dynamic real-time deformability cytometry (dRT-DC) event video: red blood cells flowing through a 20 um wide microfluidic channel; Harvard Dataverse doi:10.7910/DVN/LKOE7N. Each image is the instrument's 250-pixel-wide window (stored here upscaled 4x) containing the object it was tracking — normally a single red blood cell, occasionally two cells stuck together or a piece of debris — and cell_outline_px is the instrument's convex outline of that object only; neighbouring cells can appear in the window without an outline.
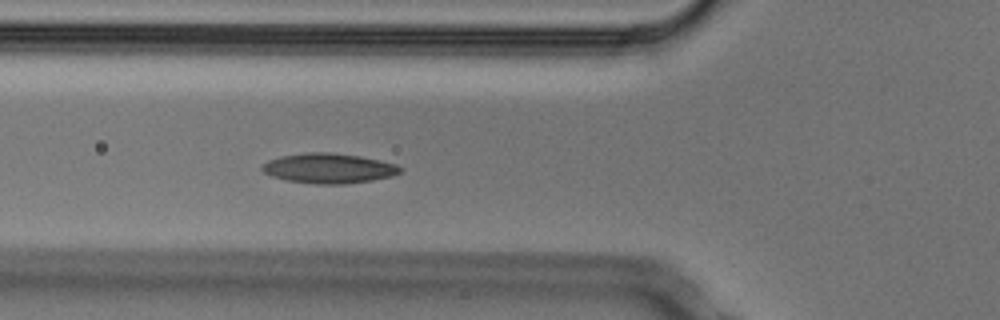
{"species": "Egyptian fruit bat (a non-hibernating species)", "species_latin": "Rousettus aegyptiacus", "temperature_condition": "cold", "stored_images_in_passage": 40, "camera_frame_rate_fps": 3000, "um_per_image_px": 0.085, "animal": {"sex": "male"}, "frame": {"image": 1, "passage_image": 5, "time_ms": 1.333, "image_size_px": [1000, 320], "cell_outline_px": [[404, 168], [400, 172], [392, 176], [372, 180], [344, 184], [316, 184], [288, 180], [272, 176], [264, 172], [260, 168], [268, 160], [280, 156], [308, 152], [332, 152], [360, 156], [380, 160], [396, 164]], "centroid_in_image_um": [27.96, 14.3], "position_along_channel_um": 97.8, "area_um2": 24.1}}
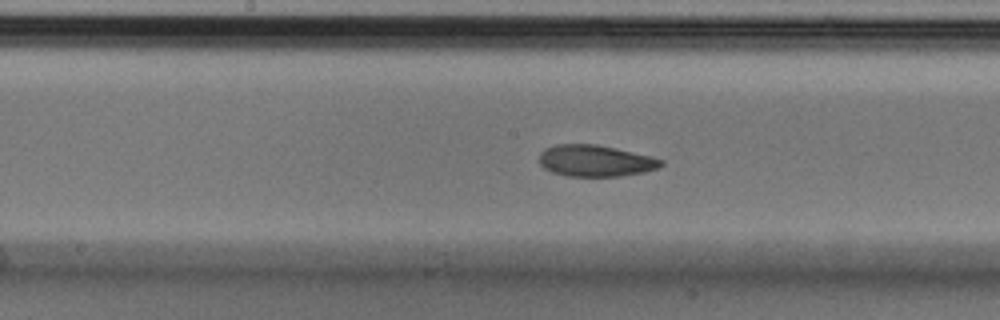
{"frame": {"image": 2, "passage_image": 13, "time_ms": 4.0, "image_size_px": [1000, 320], "cell_outline_px": [[664, 164], [660, 168], [644, 172], [620, 176], [564, 176], [552, 172], [544, 168], [540, 164], [540, 152], [544, 148], [556, 144], [596, 144], [616, 148], [652, 156], [664, 160]], "centroid_in_image_um": [50.63, 13.66], "position_along_channel_um": 197.6, "area_um2": 22.6}}
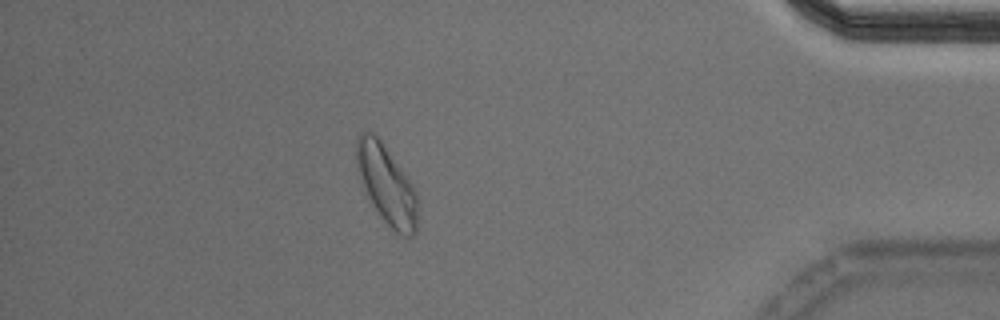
{"frame": {"image": 3, "passage_image": 33, "time_ms": 10.667, "image_size_px": [1000, 320], "cell_outline_px": [[416, 236], [404, 236], [396, 232], [384, 220], [372, 204], [364, 188], [356, 164], [356, 136], [360, 132], [372, 132], [380, 140], [412, 184], [416, 192]], "centroid_in_image_um": [32.84, 15.68], "position_along_channel_um": 402.4, "area_um2": 27.4}, "authors_computed_cell_mechanics": {"area_um2": 23.0044, "velocity_mm_per_s": 3.7212, "shape_relaxation_time_tau1_ms": 4.3698, "shape_relaxation_time_tau2_ms": 2.5945, "deformation_change_tau1": 0.1169, "deformation_change_tau2": 0.0817}}